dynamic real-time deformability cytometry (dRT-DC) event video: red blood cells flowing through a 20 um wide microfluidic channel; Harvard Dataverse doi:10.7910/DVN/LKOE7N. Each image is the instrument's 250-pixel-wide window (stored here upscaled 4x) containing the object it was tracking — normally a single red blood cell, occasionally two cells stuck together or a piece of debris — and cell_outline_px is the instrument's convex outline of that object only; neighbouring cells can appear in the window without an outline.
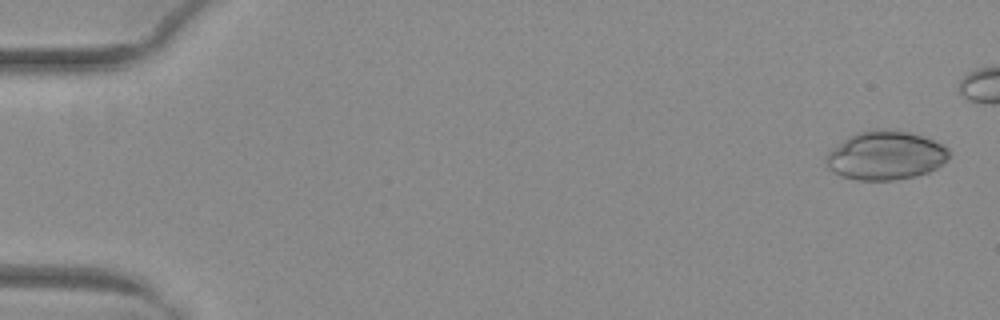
{"species": "common noctule bat (a hibernating species)", "species_latin": "Nyctalus noctula", "temperature_condition": "warm", "stored_images_in_passage": 46, "camera_frame_rate_fps": 3000, "um_per_image_px": 0.085, "animal": {"sex": "female", "body_mass_g": 29.2, "forearm_length_mm": 56.3}, "frame": {"image": 1, "passage_image": 2, "time_ms": 0.333, "image_size_px": [1000, 320], "cell_outline_px": [[948, 160], [936, 168], [928, 172], [912, 176], [892, 180], [860, 180], [840, 176], [828, 168], [824, 160], [828, 152], [832, 148], [848, 136], [872, 128], [888, 128], [912, 132], [924, 136], [944, 144], [948, 148]], "centroid_in_image_um": [75.27, 13.18], "position_along_channel_um": 9.7, "area_um2": 35.32}}
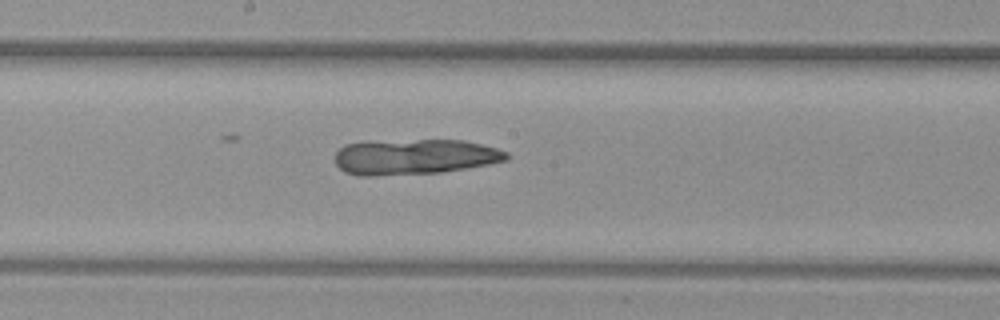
{"frame": {"image": 2, "passage_image": 29, "time_ms": 9.333, "image_size_px": [1000, 320], "cell_outline_px": [[508, 160], [488, 164], [440, 172], [376, 176], [360, 176], [344, 172], [336, 164], [336, 152], [344, 144], [420, 140], [464, 140], [496, 148], [508, 152]], "centroid_in_image_um": [35.25, 13.34], "position_along_channel_um": 213.0, "area_um2": 34.97}}
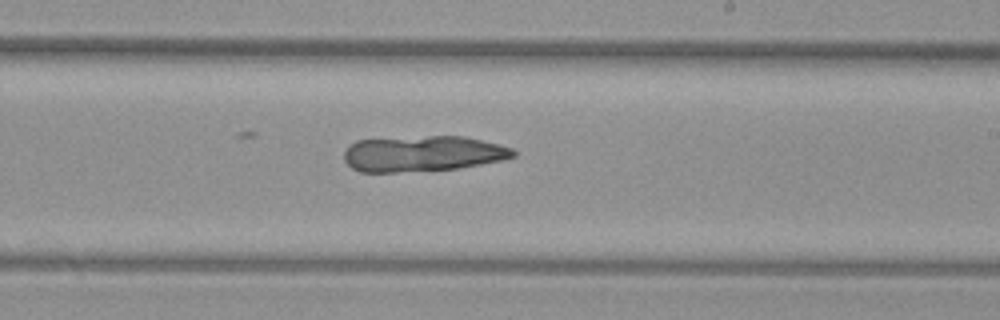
{"frame": {"image": 3, "passage_image": 32, "time_ms": 10.333, "image_size_px": [1000, 320], "cell_outline_px": [[516, 156], [500, 160], [480, 164], [456, 168], [396, 172], [360, 172], [352, 168], [344, 160], [344, 152], [356, 140], [428, 136], [464, 136], [500, 144], [512, 148], [516, 152]], "centroid_in_image_um": [35.94, 13.05], "position_along_channel_um": 253.1, "area_um2": 34.97}}